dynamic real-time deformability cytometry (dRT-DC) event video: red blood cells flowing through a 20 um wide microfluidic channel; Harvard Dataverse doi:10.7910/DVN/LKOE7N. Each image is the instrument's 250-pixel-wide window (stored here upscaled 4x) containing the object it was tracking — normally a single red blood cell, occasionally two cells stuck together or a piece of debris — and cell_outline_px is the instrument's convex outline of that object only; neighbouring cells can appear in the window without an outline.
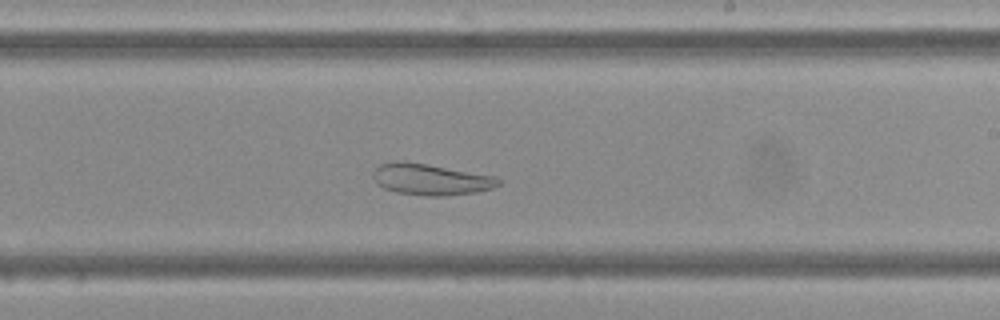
{"species": "Egyptian fruit bat (a non-hibernating species)", "species_latin": "Rousettus aegyptiacus", "temperature_condition": "cold", "stored_images_in_passage": 42, "camera_frame_rate_fps": 3000, "um_per_image_px": 0.085, "frame": {"image": 1, "passage_image": 22, "time_ms": 7.0, "image_size_px": [1000, 320], "cell_outline_px": [[504, 180], [500, 184], [492, 188], [476, 192], [444, 196], [424, 196], [396, 192], [384, 188], [372, 176], [372, 172], [380, 164], [396, 160], [404, 160], [428, 164], [496, 176]], "centroid_in_image_um": [36.64, 15.24], "position_along_channel_um": 252.4, "area_um2": 23.06}}
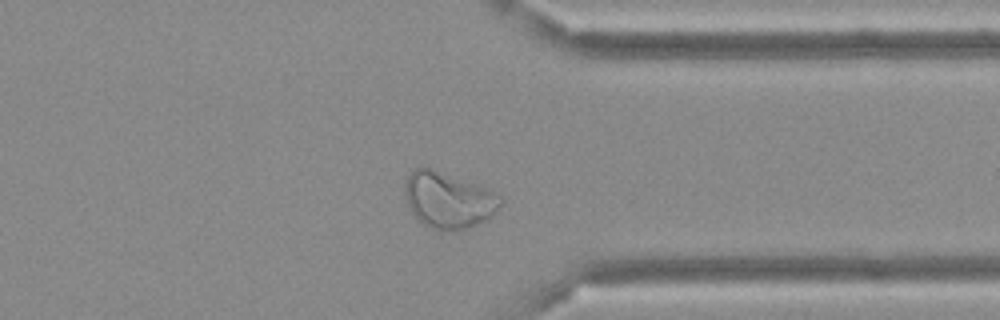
{"frame": {"image": 2, "passage_image": 31, "time_ms": 10.0, "image_size_px": [1000, 320], "cell_outline_px": [[504, 200], [496, 212], [492, 216], [468, 228], [432, 228], [424, 224], [412, 212], [404, 196], [404, 184], [408, 176], [416, 168], [432, 168], [488, 188], [496, 192]], "centroid_in_image_um": [38.13, 16.97], "position_along_channel_um": 373.3, "area_um2": 30.75}}
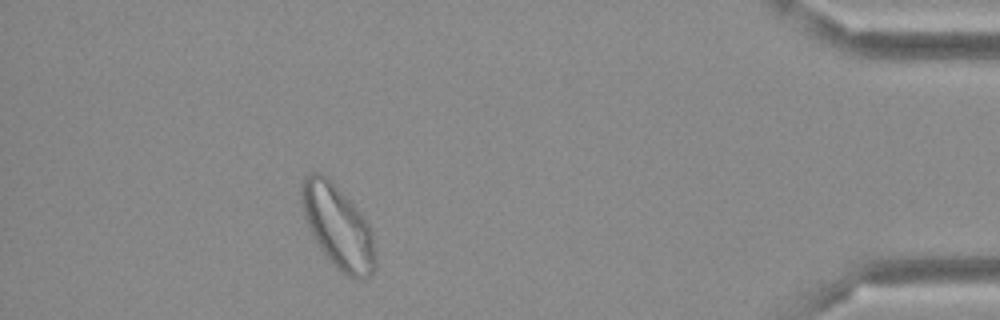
{"frame": {"image": 3, "passage_image": 37, "time_ms": 12.0, "image_size_px": [1000, 320], "cell_outline_px": [[376, 268], [364, 280], [352, 280], [336, 268], [332, 264], [320, 248], [308, 224], [300, 200], [300, 184], [304, 176], [312, 172], [320, 172], [328, 176], [356, 208], [368, 224], [372, 232], [376, 260]], "centroid_in_image_um": [28.72, 19.28], "position_along_channel_um": 406.5, "area_um2": 35.78}}